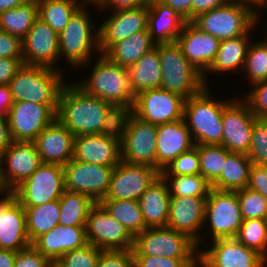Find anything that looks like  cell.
<instances>
[{"mask_svg":"<svg viewBox=\"0 0 267 267\" xmlns=\"http://www.w3.org/2000/svg\"><path fill=\"white\" fill-rule=\"evenodd\" d=\"M89 79L78 82L89 95L95 96L111 104L133 105L136 94L131 86L127 68L113 63L100 54Z\"/></svg>","mask_w":267,"mask_h":267,"instance_id":"cell-4","label":"cell"},{"mask_svg":"<svg viewBox=\"0 0 267 267\" xmlns=\"http://www.w3.org/2000/svg\"><path fill=\"white\" fill-rule=\"evenodd\" d=\"M243 69L244 71L246 70L251 84L267 80L266 40L250 43Z\"/></svg>","mask_w":267,"mask_h":267,"instance_id":"cell-44","label":"cell"},{"mask_svg":"<svg viewBox=\"0 0 267 267\" xmlns=\"http://www.w3.org/2000/svg\"><path fill=\"white\" fill-rule=\"evenodd\" d=\"M170 198L168 182L160 174L139 199L143 219L148 228L167 227Z\"/></svg>","mask_w":267,"mask_h":267,"instance_id":"cell-30","label":"cell"},{"mask_svg":"<svg viewBox=\"0 0 267 267\" xmlns=\"http://www.w3.org/2000/svg\"><path fill=\"white\" fill-rule=\"evenodd\" d=\"M158 52L162 72L161 89L187 100L206 87L203 74L187 60L177 42L158 44Z\"/></svg>","mask_w":267,"mask_h":267,"instance_id":"cell-5","label":"cell"},{"mask_svg":"<svg viewBox=\"0 0 267 267\" xmlns=\"http://www.w3.org/2000/svg\"><path fill=\"white\" fill-rule=\"evenodd\" d=\"M0 58L23 59L22 40L0 30Z\"/></svg>","mask_w":267,"mask_h":267,"instance_id":"cell-53","label":"cell"},{"mask_svg":"<svg viewBox=\"0 0 267 267\" xmlns=\"http://www.w3.org/2000/svg\"><path fill=\"white\" fill-rule=\"evenodd\" d=\"M83 4L59 34V55L72 66L87 65L92 52H99V30L92 32L90 13ZM93 33V34H92ZM95 42V43H94ZM96 50H92L95 49Z\"/></svg>","mask_w":267,"mask_h":267,"instance_id":"cell-7","label":"cell"},{"mask_svg":"<svg viewBox=\"0 0 267 267\" xmlns=\"http://www.w3.org/2000/svg\"><path fill=\"white\" fill-rule=\"evenodd\" d=\"M235 238L267 260V219L243 220Z\"/></svg>","mask_w":267,"mask_h":267,"instance_id":"cell-43","label":"cell"},{"mask_svg":"<svg viewBox=\"0 0 267 267\" xmlns=\"http://www.w3.org/2000/svg\"><path fill=\"white\" fill-rule=\"evenodd\" d=\"M206 198L186 196H171L170 198L167 227L187 235L198 248L201 244L198 230L204 224Z\"/></svg>","mask_w":267,"mask_h":267,"instance_id":"cell-24","label":"cell"},{"mask_svg":"<svg viewBox=\"0 0 267 267\" xmlns=\"http://www.w3.org/2000/svg\"><path fill=\"white\" fill-rule=\"evenodd\" d=\"M97 267H134L132 249L101 250Z\"/></svg>","mask_w":267,"mask_h":267,"instance_id":"cell-51","label":"cell"},{"mask_svg":"<svg viewBox=\"0 0 267 267\" xmlns=\"http://www.w3.org/2000/svg\"><path fill=\"white\" fill-rule=\"evenodd\" d=\"M65 191L63 166L42 163L13 193L23 207H35L60 199Z\"/></svg>","mask_w":267,"mask_h":267,"instance_id":"cell-9","label":"cell"},{"mask_svg":"<svg viewBox=\"0 0 267 267\" xmlns=\"http://www.w3.org/2000/svg\"><path fill=\"white\" fill-rule=\"evenodd\" d=\"M170 184V196L208 197L211 184L201 175H162ZM170 180V181H169Z\"/></svg>","mask_w":267,"mask_h":267,"instance_id":"cell-40","label":"cell"},{"mask_svg":"<svg viewBox=\"0 0 267 267\" xmlns=\"http://www.w3.org/2000/svg\"><path fill=\"white\" fill-rule=\"evenodd\" d=\"M249 5L229 2L195 17L191 22L201 31L225 40L242 36L258 22V11Z\"/></svg>","mask_w":267,"mask_h":267,"instance_id":"cell-6","label":"cell"},{"mask_svg":"<svg viewBox=\"0 0 267 267\" xmlns=\"http://www.w3.org/2000/svg\"><path fill=\"white\" fill-rule=\"evenodd\" d=\"M161 173L148 165L121 160L113 169L108 192L103 199L137 200Z\"/></svg>","mask_w":267,"mask_h":267,"instance_id":"cell-16","label":"cell"},{"mask_svg":"<svg viewBox=\"0 0 267 267\" xmlns=\"http://www.w3.org/2000/svg\"><path fill=\"white\" fill-rule=\"evenodd\" d=\"M99 203L114 219L123 224L133 237L148 228L139 201L102 199Z\"/></svg>","mask_w":267,"mask_h":267,"instance_id":"cell-38","label":"cell"},{"mask_svg":"<svg viewBox=\"0 0 267 267\" xmlns=\"http://www.w3.org/2000/svg\"><path fill=\"white\" fill-rule=\"evenodd\" d=\"M38 18L37 1L5 10L0 14V30L23 40Z\"/></svg>","mask_w":267,"mask_h":267,"instance_id":"cell-39","label":"cell"},{"mask_svg":"<svg viewBox=\"0 0 267 267\" xmlns=\"http://www.w3.org/2000/svg\"><path fill=\"white\" fill-rule=\"evenodd\" d=\"M185 99L161 88L136 95L133 114L145 122L160 125L183 119Z\"/></svg>","mask_w":267,"mask_h":267,"instance_id":"cell-14","label":"cell"},{"mask_svg":"<svg viewBox=\"0 0 267 267\" xmlns=\"http://www.w3.org/2000/svg\"><path fill=\"white\" fill-rule=\"evenodd\" d=\"M198 148L200 174L212 184L219 176L226 157L231 153L222 145H195Z\"/></svg>","mask_w":267,"mask_h":267,"instance_id":"cell-42","label":"cell"},{"mask_svg":"<svg viewBox=\"0 0 267 267\" xmlns=\"http://www.w3.org/2000/svg\"><path fill=\"white\" fill-rule=\"evenodd\" d=\"M156 134L157 125L145 122L133 114L121 144V160L157 169Z\"/></svg>","mask_w":267,"mask_h":267,"instance_id":"cell-17","label":"cell"},{"mask_svg":"<svg viewBox=\"0 0 267 267\" xmlns=\"http://www.w3.org/2000/svg\"><path fill=\"white\" fill-rule=\"evenodd\" d=\"M198 265H200V267H204L200 262H198L197 264H195V265L192 266V267H199Z\"/></svg>","mask_w":267,"mask_h":267,"instance_id":"cell-65","label":"cell"},{"mask_svg":"<svg viewBox=\"0 0 267 267\" xmlns=\"http://www.w3.org/2000/svg\"><path fill=\"white\" fill-rule=\"evenodd\" d=\"M0 198V249L23 250L31 245L27 236L25 209L13 191Z\"/></svg>","mask_w":267,"mask_h":267,"instance_id":"cell-22","label":"cell"},{"mask_svg":"<svg viewBox=\"0 0 267 267\" xmlns=\"http://www.w3.org/2000/svg\"><path fill=\"white\" fill-rule=\"evenodd\" d=\"M30 0H0V14L8 9L24 5Z\"/></svg>","mask_w":267,"mask_h":267,"instance_id":"cell-62","label":"cell"},{"mask_svg":"<svg viewBox=\"0 0 267 267\" xmlns=\"http://www.w3.org/2000/svg\"><path fill=\"white\" fill-rule=\"evenodd\" d=\"M229 2H234V3H241V4H245V5H249L252 8V4L253 6H265V8L267 7V0H229ZM249 3V4H248Z\"/></svg>","mask_w":267,"mask_h":267,"instance_id":"cell-63","label":"cell"},{"mask_svg":"<svg viewBox=\"0 0 267 267\" xmlns=\"http://www.w3.org/2000/svg\"><path fill=\"white\" fill-rule=\"evenodd\" d=\"M91 3L99 6V9L125 10L143 7L149 4L148 0H94Z\"/></svg>","mask_w":267,"mask_h":267,"instance_id":"cell-55","label":"cell"},{"mask_svg":"<svg viewBox=\"0 0 267 267\" xmlns=\"http://www.w3.org/2000/svg\"><path fill=\"white\" fill-rule=\"evenodd\" d=\"M23 63L56 69L59 55V34L37 18L22 40Z\"/></svg>","mask_w":267,"mask_h":267,"instance_id":"cell-20","label":"cell"},{"mask_svg":"<svg viewBox=\"0 0 267 267\" xmlns=\"http://www.w3.org/2000/svg\"><path fill=\"white\" fill-rule=\"evenodd\" d=\"M212 97L206 86L185 100L183 118L195 145H221L223 109L231 100L222 102Z\"/></svg>","mask_w":267,"mask_h":267,"instance_id":"cell-3","label":"cell"},{"mask_svg":"<svg viewBox=\"0 0 267 267\" xmlns=\"http://www.w3.org/2000/svg\"><path fill=\"white\" fill-rule=\"evenodd\" d=\"M13 104L9 85H0V117H8V111Z\"/></svg>","mask_w":267,"mask_h":267,"instance_id":"cell-59","label":"cell"},{"mask_svg":"<svg viewBox=\"0 0 267 267\" xmlns=\"http://www.w3.org/2000/svg\"><path fill=\"white\" fill-rule=\"evenodd\" d=\"M147 29L152 42L170 44L177 41L186 21L162 1L149 2Z\"/></svg>","mask_w":267,"mask_h":267,"instance_id":"cell-29","label":"cell"},{"mask_svg":"<svg viewBox=\"0 0 267 267\" xmlns=\"http://www.w3.org/2000/svg\"><path fill=\"white\" fill-rule=\"evenodd\" d=\"M247 156L252 163L267 166V120L254 121L251 145Z\"/></svg>","mask_w":267,"mask_h":267,"instance_id":"cell-46","label":"cell"},{"mask_svg":"<svg viewBox=\"0 0 267 267\" xmlns=\"http://www.w3.org/2000/svg\"><path fill=\"white\" fill-rule=\"evenodd\" d=\"M111 103L89 95L77 84H64L60 91L56 119L74 136L101 134Z\"/></svg>","mask_w":267,"mask_h":267,"instance_id":"cell-1","label":"cell"},{"mask_svg":"<svg viewBox=\"0 0 267 267\" xmlns=\"http://www.w3.org/2000/svg\"><path fill=\"white\" fill-rule=\"evenodd\" d=\"M154 47L147 29L113 44L103 55L113 63L128 69Z\"/></svg>","mask_w":267,"mask_h":267,"instance_id":"cell-31","label":"cell"},{"mask_svg":"<svg viewBox=\"0 0 267 267\" xmlns=\"http://www.w3.org/2000/svg\"><path fill=\"white\" fill-rule=\"evenodd\" d=\"M197 250L196 243L187 235L168 227L146 228L134 236L132 247L133 255L167 258H199Z\"/></svg>","mask_w":267,"mask_h":267,"instance_id":"cell-8","label":"cell"},{"mask_svg":"<svg viewBox=\"0 0 267 267\" xmlns=\"http://www.w3.org/2000/svg\"><path fill=\"white\" fill-rule=\"evenodd\" d=\"M252 91L244 99L258 119L267 120V80L252 84Z\"/></svg>","mask_w":267,"mask_h":267,"instance_id":"cell-50","label":"cell"},{"mask_svg":"<svg viewBox=\"0 0 267 267\" xmlns=\"http://www.w3.org/2000/svg\"><path fill=\"white\" fill-rule=\"evenodd\" d=\"M132 115L133 105L111 104L103 121L101 135L122 144Z\"/></svg>","mask_w":267,"mask_h":267,"instance_id":"cell-41","label":"cell"},{"mask_svg":"<svg viewBox=\"0 0 267 267\" xmlns=\"http://www.w3.org/2000/svg\"><path fill=\"white\" fill-rule=\"evenodd\" d=\"M11 142L8 117H0V156L9 147Z\"/></svg>","mask_w":267,"mask_h":267,"instance_id":"cell-60","label":"cell"},{"mask_svg":"<svg viewBox=\"0 0 267 267\" xmlns=\"http://www.w3.org/2000/svg\"><path fill=\"white\" fill-rule=\"evenodd\" d=\"M148 5L133 9L115 10L99 30V52L104 54L113 44L134 33L147 30Z\"/></svg>","mask_w":267,"mask_h":267,"instance_id":"cell-21","label":"cell"},{"mask_svg":"<svg viewBox=\"0 0 267 267\" xmlns=\"http://www.w3.org/2000/svg\"><path fill=\"white\" fill-rule=\"evenodd\" d=\"M134 267H192L199 258H167L163 256L133 255Z\"/></svg>","mask_w":267,"mask_h":267,"instance_id":"cell-49","label":"cell"},{"mask_svg":"<svg viewBox=\"0 0 267 267\" xmlns=\"http://www.w3.org/2000/svg\"><path fill=\"white\" fill-rule=\"evenodd\" d=\"M23 64V59L0 58V85H9Z\"/></svg>","mask_w":267,"mask_h":267,"instance_id":"cell-56","label":"cell"},{"mask_svg":"<svg viewBox=\"0 0 267 267\" xmlns=\"http://www.w3.org/2000/svg\"><path fill=\"white\" fill-rule=\"evenodd\" d=\"M100 252L101 249L87 243L83 247L66 252L60 260L66 267H97Z\"/></svg>","mask_w":267,"mask_h":267,"instance_id":"cell-48","label":"cell"},{"mask_svg":"<svg viewBox=\"0 0 267 267\" xmlns=\"http://www.w3.org/2000/svg\"><path fill=\"white\" fill-rule=\"evenodd\" d=\"M251 29L242 36L220 41L216 58L208 71L214 73H225L244 67L247 51L250 45L248 34Z\"/></svg>","mask_w":267,"mask_h":267,"instance_id":"cell-34","label":"cell"},{"mask_svg":"<svg viewBox=\"0 0 267 267\" xmlns=\"http://www.w3.org/2000/svg\"><path fill=\"white\" fill-rule=\"evenodd\" d=\"M23 208L25 209L27 236L31 244L59 224V199L35 207Z\"/></svg>","mask_w":267,"mask_h":267,"instance_id":"cell-35","label":"cell"},{"mask_svg":"<svg viewBox=\"0 0 267 267\" xmlns=\"http://www.w3.org/2000/svg\"><path fill=\"white\" fill-rule=\"evenodd\" d=\"M186 21H192V0H162Z\"/></svg>","mask_w":267,"mask_h":267,"instance_id":"cell-58","label":"cell"},{"mask_svg":"<svg viewBox=\"0 0 267 267\" xmlns=\"http://www.w3.org/2000/svg\"><path fill=\"white\" fill-rule=\"evenodd\" d=\"M247 188L261 193L267 199V166L252 163Z\"/></svg>","mask_w":267,"mask_h":267,"instance_id":"cell-54","label":"cell"},{"mask_svg":"<svg viewBox=\"0 0 267 267\" xmlns=\"http://www.w3.org/2000/svg\"><path fill=\"white\" fill-rule=\"evenodd\" d=\"M61 70L23 64L10 80L14 102H33L48 105L55 113L60 91L65 82Z\"/></svg>","mask_w":267,"mask_h":267,"instance_id":"cell-2","label":"cell"},{"mask_svg":"<svg viewBox=\"0 0 267 267\" xmlns=\"http://www.w3.org/2000/svg\"><path fill=\"white\" fill-rule=\"evenodd\" d=\"M17 252L0 249V267H13Z\"/></svg>","mask_w":267,"mask_h":267,"instance_id":"cell-61","label":"cell"},{"mask_svg":"<svg viewBox=\"0 0 267 267\" xmlns=\"http://www.w3.org/2000/svg\"><path fill=\"white\" fill-rule=\"evenodd\" d=\"M86 239L101 250H130L134 237L98 202L87 218Z\"/></svg>","mask_w":267,"mask_h":267,"instance_id":"cell-12","label":"cell"},{"mask_svg":"<svg viewBox=\"0 0 267 267\" xmlns=\"http://www.w3.org/2000/svg\"><path fill=\"white\" fill-rule=\"evenodd\" d=\"M42 163L64 166L74 158L75 136L57 119L33 141Z\"/></svg>","mask_w":267,"mask_h":267,"instance_id":"cell-25","label":"cell"},{"mask_svg":"<svg viewBox=\"0 0 267 267\" xmlns=\"http://www.w3.org/2000/svg\"><path fill=\"white\" fill-rule=\"evenodd\" d=\"M59 225L86 226L91 208L96 202L89 196L65 191L59 199Z\"/></svg>","mask_w":267,"mask_h":267,"instance_id":"cell-36","label":"cell"},{"mask_svg":"<svg viewBox=\"0 0 267 267\" xmlns=\"http://www.w3.org/2000/svg\"><path fill=\"white\" fill-rule=\"evenodd\" d=\"M176 42L192 66L203 74L205 85L208 87L206 73L216 58L220 40L201 31L190 21L185 23Z\"/></svg>","mask_w":267,"mask_h":267,"instance_id":"cell-23","label":"cell"},{"mask_svg":"<svg viewBox=\"0 0 267 267\" xmlns=\"http://www.w3.org/2000/svg\"><path fill=\"white\" fill-rule=\"evenodd\" d=\"M256 119L257 117L251 112L245 100L231 98V101L223 109L221 145L230 152L247 154Z\"/></svg>","mask_w":267,"mask_h":267,"instance_id":"cell-15","label":"cell"},{"mask_svg":"<svg viewBox=\"0 0 267 267\" xmlns=\"http://www.w3.org/2000/svg\"><path fill=\"white\" fill-rule=\"evenodd\" d=\"M195 146L183 119L157 125L156 156L157 170L161 171L182 153Z\"/></svg>","mask_w":267,"mask_h":267,"instance_id":"cell-26","label":"cell"},{"mask_svg":"<svg viewBox=\"0 0 267 267\" xmlns=\"http://www.w3.org/2000/svg\"><path fill=\"white\" fill-rule=\"evenodd\" d=\"M207 221L213 240L235 238L243 222L237 191L211 188L205 204L204 223Z\"/></svg>","mask_w":267,"mask_h":267,"instance_id":"cell-10","label":"cell"},{"mask_svg":"<svg viewBox=\"0 0 267 267\" xmlns=\"http://www.w3.org/2000/svg\"><path fill=\"white\" fill-rule=\"evenodd\" d=\"M55 119L56 113L48 105L27 101L14 102L8 111L11 139L33 142Z\"/></svg>","mask_w":267,"mask_h":267,"instance_id":"cell-18","label":"cell"},{"mask_svg":"<svg viewBox=\"0 0 267 267\" xmlns=\"http://www.w3.org/2000/svg\"><path fill=\"white\" fill-rule=\"evenodd\" d=\"M149 2L162 1V0H148Z\"/></svg>","mask_w":267,"mask_h":267,"instance_id":"cell-66","label":"cell"},{"mask_svg":"<svg viewBox=\"0 0 267 267\" xmlns=\"http://www.w3.org/2000/svg\"><path fill=\"white\" fill-rule=\"evenodd\" d=\"M229 0H192V20L213 8L227 5Z\"/></svg>","mask_w":267,"mask_h":267,"instance_id":"cell-57","label":"cell"},{"mask_svg":"<svg viewBox=\"0 0 267 267\" xmlns=\"http://www.w3.org/2000/svg\"><path fill=\"white\" fill-rule=\"evenodd\" d=\"M47 267H66L60 259L50 260Z\"/></svg>","mask_w":267,"mask_h":267,"instance_id":"cell-64","label":"cell"},{"mask_svg":"<svg viewBox=\"0 0 267 267\" xmlns=\"http://www.w3.org/2000/svg\"><path fill=\"white\" fill-rule=\"evenodd\" d=\"M252 161L244 153L231 152L224 161L220 176L211 184V188L222 191H238L248 185Z\"/></svg>","mask_w":267,"mask_h":267,"instance_id":"cell-33","label":"cell"},{"mask_svg":"<svg viewBox=\"0 0 267 267\" xmlns=\"http://www.w3.org/2000/svg\"><path fill=\"white\" fill-rule=\"evenodd\" d=\"M41 164L34 142L12 141L0 156V191H13Z\"/></svg>","mask_w":267,"mask_h":267,"instance_id":"cell-13","label":"cell"},{"mask_svg":"<svg viewBox=\"0 0 267 267\" xmlns=\"http://www.w3.org/2000/svg\"><path fill=\"white\" fill-rule=\"evenodd\" d=\"M86 226L56 225L31 245L49 260H57L68 251L86 245Z\"/></svg>","mask_w":267,"mask_h":267,"instance_id":"cell-27","label":"cell"},{"mask_svg":"<svg viewBox=\"0 0 267 267\" xmlns=\"http://www.w3.org/2000/svg\"><path fill=\"white\" fill-rule=\"evenodd\" d=\"M114 167L85 163L72 158L63 166L65 189L85 194L98 203L108 192Z\"/></svg>","mask_w":267,"mask_h":267,"instance_id":"cell-11","label":"cell"},{"mask_svg":"<svg viewBox=\"0 0 267 267\" xmlns=\"http://www.w3.org/2000/svg\"><path fill=\"white\" fill-rule=\"evenodd\" d=\"M213 246L199 252V262L204 267H265L267 260L236 238L212 240Z\"/></svg>","mask_w":267,"mask_h":267,"instance_id":"cell-19","label":"cell"},{"mask_svg":"<svg viewBox=\"0 0 267 267\" xmlns=\"http://www.w3.org/2000/svg\"><path fill=\"white\" fill-rule=\"evenodd\" d=\"M49 259L32 245L17 252L13 267H47Z\"/></svg>","mask_w":267,"mask_h":267,"instance_id":"cell-52","label":"cell"},{"mask_svg":"<svg viewBox=\"0 0 267 267\" xmlns=\"http://www.w3.org/2000/svg\"><path fill=\"white\" fill-rule=\"evenodd\" d=\"M74 159L102 166L121 161V144L101 134L75 136Z\"/></svg>","mask_w":267,"mask_h":267,"instance_id":"cell-28","label":"cell"},{"mask_svg":"<svg viewBox=\"0 0 267 267\" xmlns=\"http://www.w3.org/2000/svg\"><path fill=\"white\" fill-rule=\"evenodd\" d=\"M38 18L46 22L58 34L86 0H36ZM80 3H79V2ZM82 1V2H81ZM82 3V4H81Z\"/></svg>","mask_w":267,"mask_h":267,"instance_id":"cell-37","label":"cell"},{"mask_svg":"<svg viewBox=\"0 0 267 267\" xmlns=\"http://www.w3.org/2000/svg\"><path fill=\"white\" fill-rule=\"evenodd\" d=\"M243 220L267 219V199L247 187L237 191Z\"/></svg>","mask_w":267,"mask_h":267,"instance_id":"cell-45","label":"cell"},{"mask_svg":"<svg viewBox=\"0 0 267 267\" xmlns=\"http://www.w3.org/2000/svg\"><path fill=\"white\" fill-rule=\"evenodd\" d=\"M194 174H200L199 155L196 146L179 155L161 171V175Z\"/></svg>","mask_w":267,"mask_h":267,"instance_id":"cell-47","label":"cell"},{"mask_svg":"<svg viewBox=\"0 0 267 267\" xmlns=\"http://www.w3.org/2000/svg\"><path fill=\"white\" fill-rule=\"evenodd\" d=\"M134 93L161 87L162 72L158 45L145 53L134 65L128 68Z\"/></svg>","mask_w":267,"mask_h":267,"instance_id":"cell-32","label":"cell"}]
</instances>
